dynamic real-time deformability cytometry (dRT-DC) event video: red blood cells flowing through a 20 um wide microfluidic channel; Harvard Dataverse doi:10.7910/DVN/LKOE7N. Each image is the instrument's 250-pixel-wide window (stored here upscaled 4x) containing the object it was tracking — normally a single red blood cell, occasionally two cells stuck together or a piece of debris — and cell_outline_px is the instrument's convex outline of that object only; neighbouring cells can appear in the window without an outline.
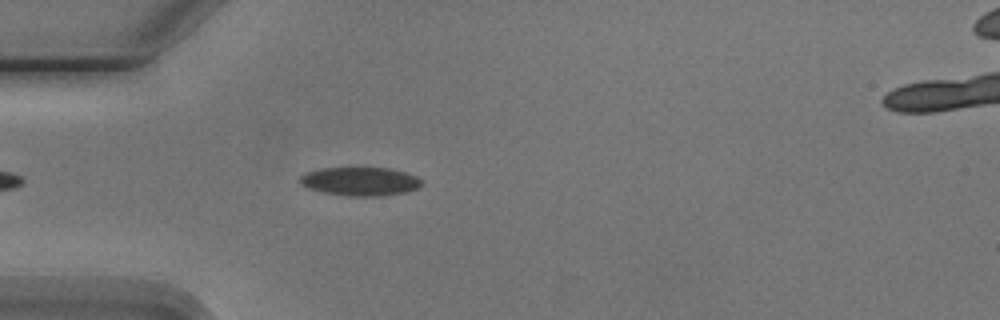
{"species": "Egyptian fruit bat (a non-hibernating species)", "species_latin": "Rousettus aegyptiacus", "temperature_condition": "cold", "stored_images_in_passage": 4, "camera_frame_rate_fps": 3000, "um_per_image_px": 0.085, "animal": {"sex": "male"}, "frame": {"image": 1, "passage_image": 4, "time_ms": 4.333, "image_size_px": [1000, 320], "cell_outline_px": [[420, 184], [416, 188], [404, 192], [376, 196], [348, 196], [324, 192], [300, 184], [300, 176], [308, 172], [320, 168], [388, 168], [404, 172], [416, 176], [420, 180]], "centroid_in_image_um": [30.59, 15.41], "position_along_channel_um": 54.4, "area_um2": 19.77}}